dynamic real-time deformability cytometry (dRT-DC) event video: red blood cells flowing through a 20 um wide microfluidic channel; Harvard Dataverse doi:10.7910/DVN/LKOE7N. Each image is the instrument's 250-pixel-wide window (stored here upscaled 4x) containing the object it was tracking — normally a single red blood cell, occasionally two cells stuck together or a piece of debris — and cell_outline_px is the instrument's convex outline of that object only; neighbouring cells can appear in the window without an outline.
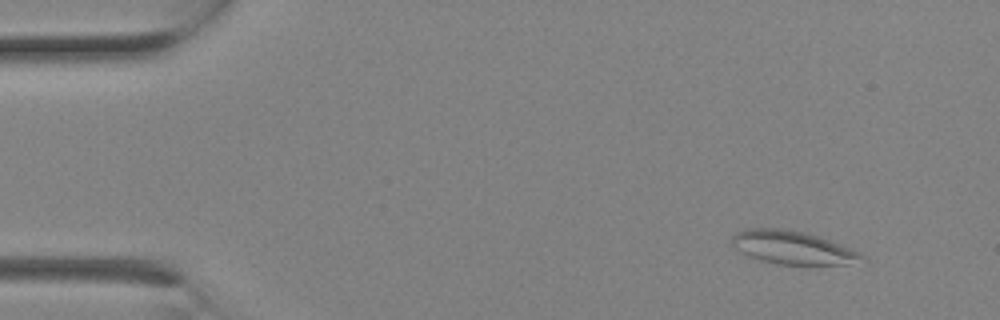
{"species": "Egyptian fruit bat (a non-hibernating species)", "species_latin": "Rousettus aegyptiacus", "temperature_condition": "room temperature", "stored_images_in_passage": 2, "camera_frame_rate_fps": 3000, "um_per_image_px": 0.085, "animal": {"sex": "female"}, "frame": {"image": 1, "passage_image": 2, "time_ms": 0.333, "image_size_px": [1000, 320], "cell_outline_px": [[864, 256], [848, 264], [776, 264], [760, 260], [748, 256], [740, 252], [732, 244], [732, 236], [736, 232], [748, 228], [780, 228], [804, 232], [828, 240], [860, 252]], "centroid_in_image_um": [67.27, 21.03], "position_along_channel_um": 17.7, "area_um2": 24.62}}